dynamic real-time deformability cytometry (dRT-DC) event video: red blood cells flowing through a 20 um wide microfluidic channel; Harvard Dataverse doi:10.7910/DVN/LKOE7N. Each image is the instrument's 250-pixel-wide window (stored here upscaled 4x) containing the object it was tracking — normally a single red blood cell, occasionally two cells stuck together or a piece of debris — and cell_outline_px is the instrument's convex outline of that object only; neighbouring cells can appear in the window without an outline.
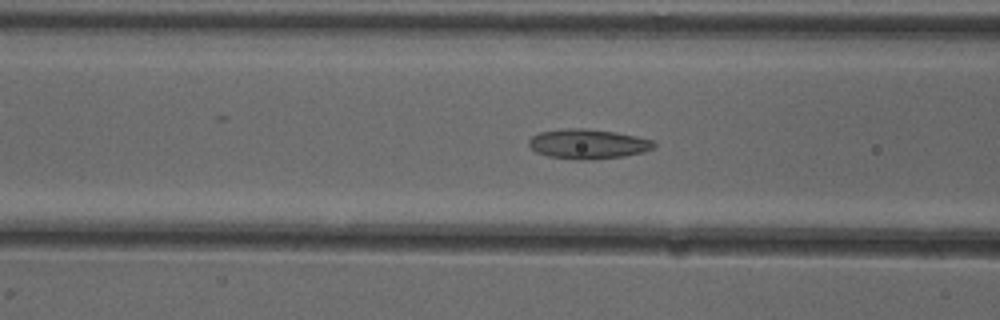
{"species": "common noctule bat (a hibernating species)", "species_latin": "Nyctalus noctula", "temperature_condition": "cold", "stored_images_in_passage": 52, "camera_frame_rate_fps": 3000, "um_per_image_px": 0.085, "animal": {"sex": "female"}, "frame": {"image": 1, "passage_image": 21, "time_ms": 6.667, "image_size_px": [1000, 320], "cell_outline_px": [[656, 148], [644, 152], [624, 156], [592, 160], [580, 160], [548, 156], [536, 152], [528, 144], [528, 140], [532, 136], [540, 132], [568, 128], [584, 128], [616, 132], [656, 140]], "centroid_in_image_um": [50.03, 12.24], "position_along_channel_um": 116.6, "area_um2": 21.91}}
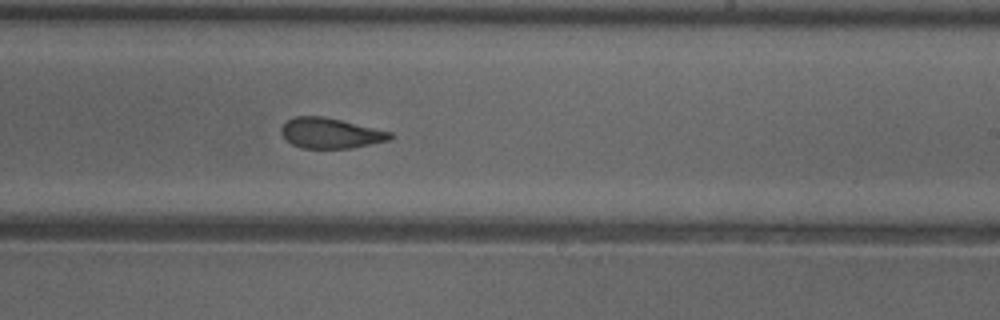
{"frame": {"image": 2, "passage_image": 32, "time_ms": 10.333, "image_size_px": [1000, 320], "cell_outline_px": [[392, 140], [352, 148], [300, 148], [292, 144], [280, 132], [280, 128], [288, 120], [296, 116], [324, 116], [392, 132]], "centroid_in_image_um": [28.11, 11.32], "position_along_channel_um": 260.9, "area_um2": 19.25}}
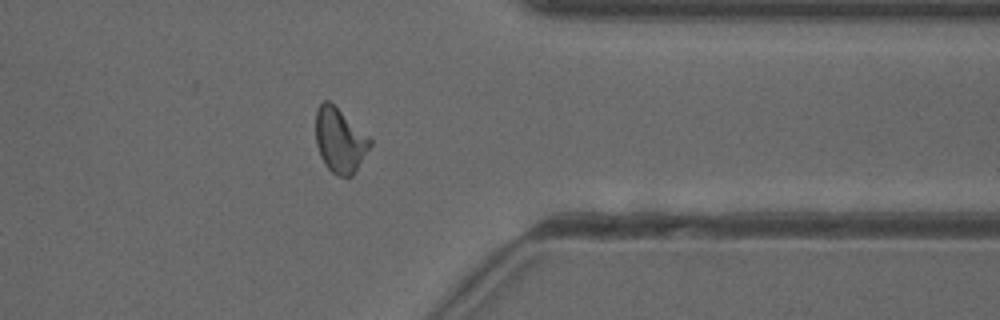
{"frame": {"image": 3, "passage_image": 42, "time_ms": 13.667, "image_size_px": [1000, 320], "cell_outline_px": [[372, 144], [352, 176], [336, 176], [324, 164], [320, 156], [316, 144], [316, 108], [324, 100], [328, 100], [368, 136], [372, 140]], "centroid_in_image_um": [28.86, 11.94], "position_along_channel_um": 382.5, "area_um2": 20.17}, "authors_computed_cell_mechanics": {"area_um2": 20.519, "velocity_mm_per_s": 3.933, "shape_relaxation_time_tau1_ms": null, "shape_relaxation_time_tau2_ms": 2.9038, "deformation_change_tau1": null, "deformation_change_tau2": 0.0953}}